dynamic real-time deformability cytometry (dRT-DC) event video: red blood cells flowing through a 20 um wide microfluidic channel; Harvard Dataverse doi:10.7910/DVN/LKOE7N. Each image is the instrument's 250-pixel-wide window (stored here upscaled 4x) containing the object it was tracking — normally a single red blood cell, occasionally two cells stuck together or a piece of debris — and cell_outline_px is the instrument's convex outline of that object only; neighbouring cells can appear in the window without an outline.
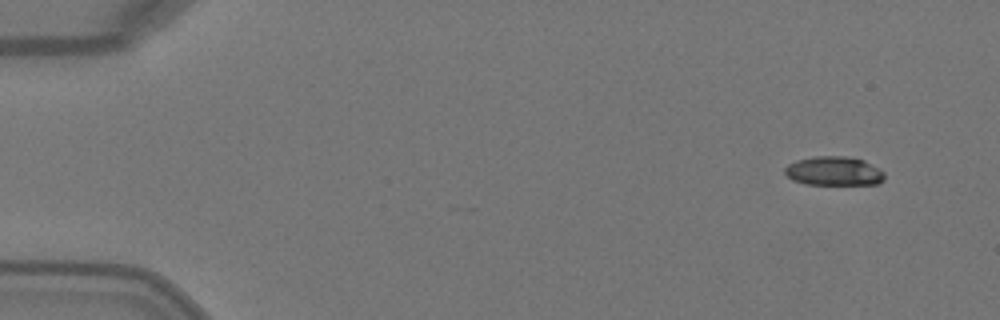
{"species": "Egyptian fruit bat (a non-hibernating species)", "species_latin": "Rousettus aegyptiacus", "temperature_condition": "warm", "stored_images_in_passage": 3, "camera_frame_rate_fps": 3000, "um_per_image_px": 0.085, "animal": {"sex": "female"}, "frame": {"image": 1, "passage_image": 1, "time_ms": 0.0, "image_size_px": [1000, 320], "cell_outline_px": [[884, 180], [876, 184], [808, 184], [792, 180], [784, 172], [784, 168], [788, 164], [796, 160], [816, 156], [844, 156], [864, 160], [880, 168], [884, 172]], "centroid_in_image_um": [70.89, 14.53], "position_along_channel_um": 14.1, "area_um2": 16.88}}
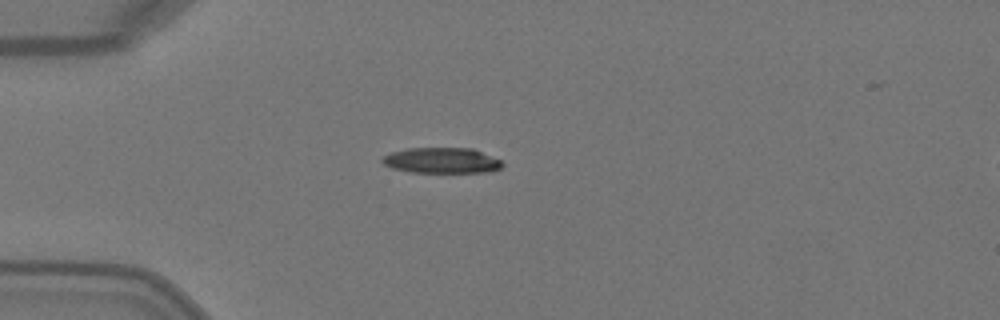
{"frame": {"image": 2, "passage_image": 3, "time_ms": 0.667, "image_size_px": [1000, 320], "cell_outline_px": [[504, 164], [500, 168], [488, 172], [412, 172], [392, 168], [384, 164], [380, 160], [384, 156], [392, 152], [408, 148], [472, 148], [500, 160]], "centroid_in_image_um": [37.53, 13.64], "position_along_channel_um": 47.5, "area_um2": 17.74}}